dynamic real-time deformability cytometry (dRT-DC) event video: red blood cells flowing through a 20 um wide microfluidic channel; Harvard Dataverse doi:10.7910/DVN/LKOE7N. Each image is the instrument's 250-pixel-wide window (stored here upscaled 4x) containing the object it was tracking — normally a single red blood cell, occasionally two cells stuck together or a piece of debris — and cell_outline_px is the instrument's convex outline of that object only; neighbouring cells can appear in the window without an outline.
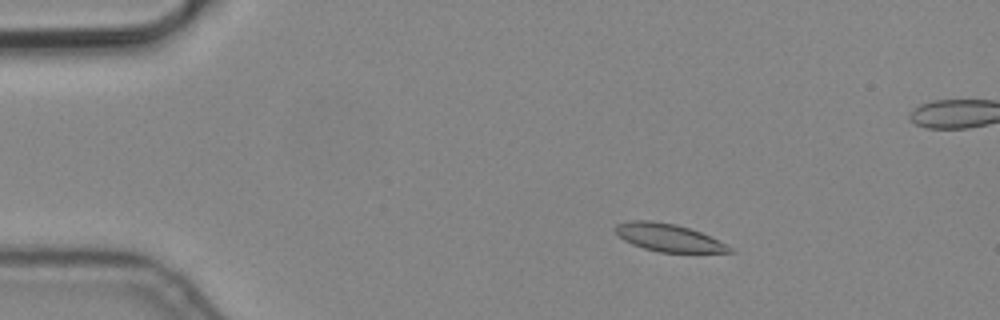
{"species": "common noctule bat (a hibernating species)", "species_latin": "Nyctalus noctula", "temperature_condition": "cold", "stored_images_in_passage": 6, "camera_frame_rate_fps": 3000, "um_per_image_px": 0.085, "animal": {"sex": "male", "body_mass_g": 19.2, "forearm_length_mm": 51.8}, "frame": {"image": 1, "passage_image": 3, "time_ms": 0.667, "image_size_px": [1000, 320], "cell_outline_px": [[736, 252], [660, 252], [644, 248], [632, 244], [624, 240], [616, 232], [616, 224], [628, 220], [652, 220], [676, 224], [700, 232], [732, 248]], "centroid_in_image_um": [56.77, 20.18], "position_along_channel_um": 28.2, "area_um2": 18.09}}